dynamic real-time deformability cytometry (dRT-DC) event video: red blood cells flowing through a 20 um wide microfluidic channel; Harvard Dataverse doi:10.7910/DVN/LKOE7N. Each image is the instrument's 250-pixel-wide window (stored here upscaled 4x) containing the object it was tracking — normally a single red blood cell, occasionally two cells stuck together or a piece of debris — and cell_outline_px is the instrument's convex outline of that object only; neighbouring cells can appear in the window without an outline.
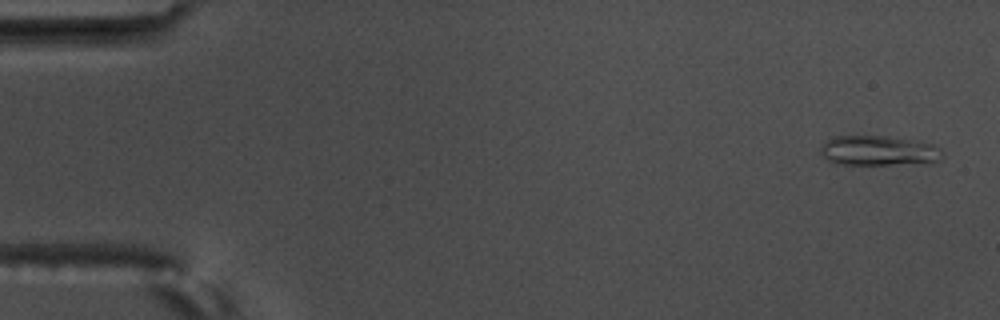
{"species": "common noctule bat (a hibernating species)", "species_latin": "Nyctalus noctula", "temperature_condition": "warm", "stored_images_in_passage": 3, "camera_frame_rate_fps": 3000, "um_per_image_px": 0.085, "animal": {"sex": "male", "body_mass_g": 17.5, "forearm_length_mm": 52.3}, "frame": {"image": 1, "passage_image": 1, "time_ms": 0.0, "image_size_px": [1000, 320], "cell_outline_px": [[944, 156], [940, 160], [888, 164], [836, 164], [828, 160], [820, 152], [820, 144], [832, 136], [888, 136], [932, 144]], "centroid_in_image_um": [74.55, 12.79], "position_along_channel_um": 10.4, "area_um2": 20.75}}
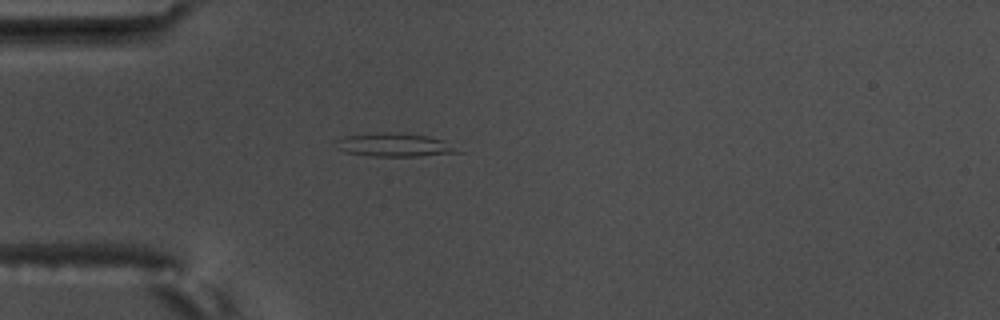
{"frame": {"image": 2, "passage_image": 3, "time_ms": 0.667, "image_size_px": [1000, 320], "cell_outline_px": [[464, 152], [420, 156], [372, 156], [344, 152], [336, 148], [332, 144], [336, 140], [344, 136], [380, 132], [400, 132], [428, 136], [440, 140]], "centroid_in_image_um": [33.43, 12.31], "position_along_channel_um": 51.6, "area_um2": 16.7}}